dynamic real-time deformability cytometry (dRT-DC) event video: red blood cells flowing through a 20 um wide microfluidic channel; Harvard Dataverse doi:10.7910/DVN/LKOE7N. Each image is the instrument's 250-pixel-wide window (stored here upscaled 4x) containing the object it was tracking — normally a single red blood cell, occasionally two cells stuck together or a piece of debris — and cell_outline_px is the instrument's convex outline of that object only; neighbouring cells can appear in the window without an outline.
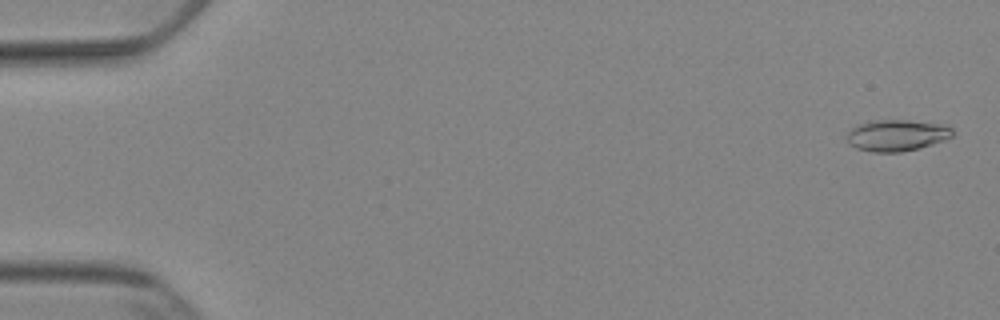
{"species": "Egyptian fruit bat (a non-hibernating species)", "species_latin": "Rousettus aegyptiacus", "temperature_condition": "cold", "stored_images_in_passage": 52, "camera_frame_rate_fps": 3000, "um_per_image_px": 0.085, "animal": {"sex": "female"}, "frame": {"image": 1, "passage_image": 1, "time_ms": 0.0, "image_size_px": [1000, 320], "cell_outline_px": [[952, 136], [944, 140], [920, 148], [900, 152], [872, 152], [856, 148], [848, 144], [848, 132], [856, 124], [868, 120], [908, 120], [948, 124], [952, 128]], "centroid_in_image_um": [76.22, 11.49], "position_along_channel_um": 8.8, "area_um2": 19.59}}
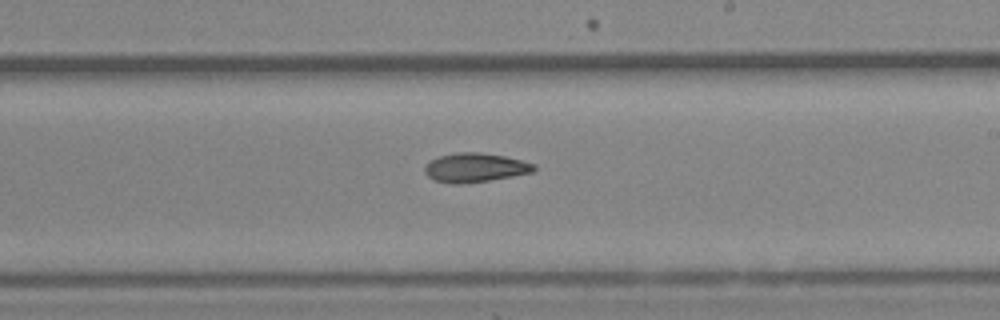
{"frame": {"image": 2, "passage_image": 31, "time_ms": 10.0, "image_size_px": [1000, 320], "cell_outline_px": [[536, 168], [532, 172], [512, 176], [488, 180], [460, 184], [452, 184], [432, 180], [424, 172], [424, 168], [428, 160], [440, 156], [456, 152], [480, 152], [504, 156], [536, 164]], "centroid_in_image_um": [40.33, 14.24], "position_along_channel_um": 248.7, "area_um2": 18.55}}
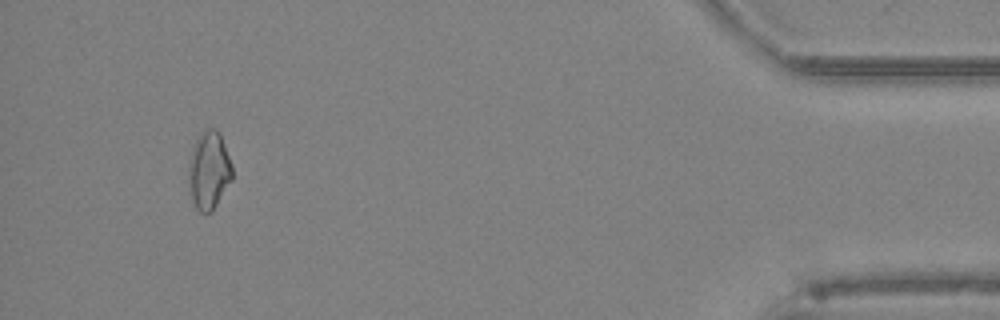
{"frame": {"image": 3, "passage_image": 49, "time_ms": 16.0, "image_size_px": [1000, 320], "cell_outline_px": [[232, 180], [212, 212], [200, 212], [196, 208], [192, 200], [188, 184], [188, 168], [192, 148], [196, 140], [208, 128], [216, 128], [220, 132], [232, 164]], "centroid_in_image_um": [17.76, 14.5], "position_along_channel_um": 417.4, "area_um2": 19.88}, "authors_computed_cell_mechanics": {"area_um2": 18.3804, "velocity_mm_per_s": 3.8858, "shape_relaxation_time_tau1_ms": null, "shape_relaxation_time_tau2_ms": 10.1993, "deformation_change_tau1": null, "deformation_change_tau2": 0.1987}}